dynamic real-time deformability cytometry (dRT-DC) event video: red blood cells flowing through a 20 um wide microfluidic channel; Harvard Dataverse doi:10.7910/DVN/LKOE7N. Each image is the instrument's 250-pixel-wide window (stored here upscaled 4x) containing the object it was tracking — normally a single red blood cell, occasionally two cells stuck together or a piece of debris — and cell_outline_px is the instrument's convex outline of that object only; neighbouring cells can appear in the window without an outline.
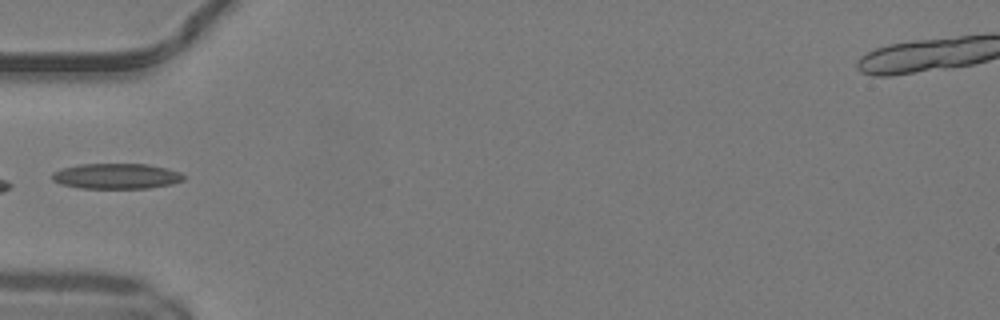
{"species": "common noctule bat (a hibernating species)", "species_latin": "Nyctalus noctula", "temperature_condition": "warm", "stored_images_in_passage": 28, "camera_frame_rate_fps": 3000, "um_per_image_px": 0.085, "animal": {"sex": "male", "body_mass_g": 19.2, "forearm_length_mm": 51.8}, "frame": {"image": 1, "passage_image": 1, "time_ms": 0.0, "image_size_px": [1000, 320], "cell_outline_px": [[188, 176], [184, 180], [172, 184], [148, 188], [80, 188], [60, 184], [52, 180], [52, 172], [60, 168], [80, 164], [148, 164], [168, 168], [180, 172]], "centroid_in_image_um": [9.91, 14.97], "position_along_channel_um": 75.1, "area_um2": 19.77}}